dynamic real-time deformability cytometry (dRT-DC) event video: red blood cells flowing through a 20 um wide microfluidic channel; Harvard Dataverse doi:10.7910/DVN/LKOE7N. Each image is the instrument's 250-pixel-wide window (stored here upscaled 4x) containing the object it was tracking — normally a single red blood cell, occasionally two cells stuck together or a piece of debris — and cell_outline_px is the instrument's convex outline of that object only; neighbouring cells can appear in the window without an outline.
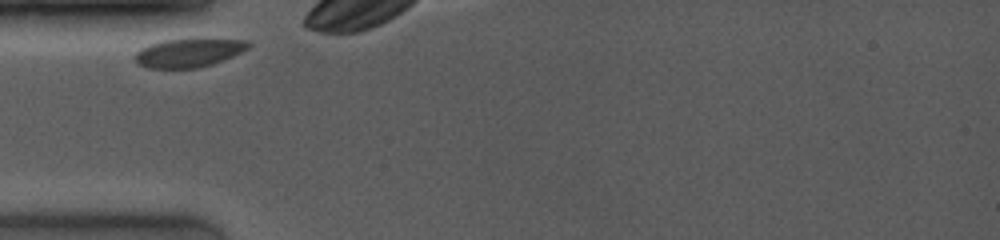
{"species": "common noctule bat (a hibernating species)", "species_latin": "Nyctalus noctula", "temperature_condition": "room temperature", "stored_images_in_passage": 27, "camera_frame_rate_fps": 4000, "um_per_image_px": 0.085, "animal": {"sex": "female", "body_mass_g": 19.0, "forearm_length_mm": 53.3}, "frame": {"image": 1, "passage_image": 1, "time_ms": 0.0, "image_size_px": [1000, 240], "cell_outline_px": [[252, 44], [248, 48], [224, 60], [212, 64], [196, 68], [148, 68], [140, 64], [132, 56], [140, 48], [164, 40], [248, 40]], "centroid_in_image_um": [16.01, 4.51], "position_along_channel_um": 69.0, "area_um2": 18.44}}